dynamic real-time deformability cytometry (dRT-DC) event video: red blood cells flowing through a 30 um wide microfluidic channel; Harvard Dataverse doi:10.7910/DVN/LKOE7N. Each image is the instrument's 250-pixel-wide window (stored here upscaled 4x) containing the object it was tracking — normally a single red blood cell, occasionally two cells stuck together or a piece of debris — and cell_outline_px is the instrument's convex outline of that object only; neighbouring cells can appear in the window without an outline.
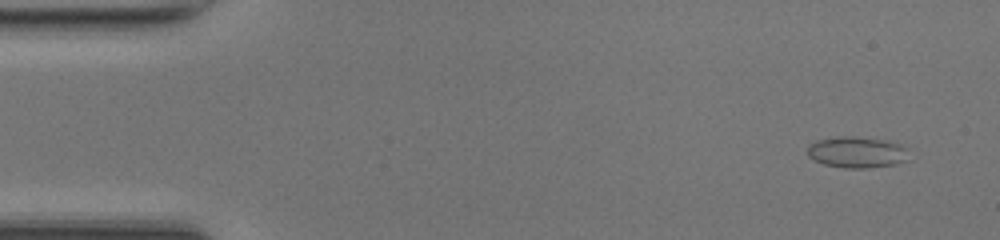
{"species": "common noctule bat (a hibernating species)", "species_latin": "Nyctalus noctula", "temperature_condition": "room temperature", "stored_images_in_passage": 49, "camera_frame_rate_fps": 3000, "um_per_image_px": 0.085, "animal": {"sex": "female", "body_mass_g": 17.0, "forearm_length_mm": 48.0}, "frame": {"image": 1, "passage_image": 3, "time_ms": 0.667, "image_size_px": [1000, 240], "cell_outline_px": [[908, 160], [896, 164], [868, 168], [844, 168], [824, 164], [808, 156], [808, 144], [816, 140], [840, 136], [856, 136], [888, 140], [900, 144], [904, 148]], "centroid_in_image_um": [72.82, 12.93], "position_along_channel_um": 12.2, "area_um2": 18.5}}
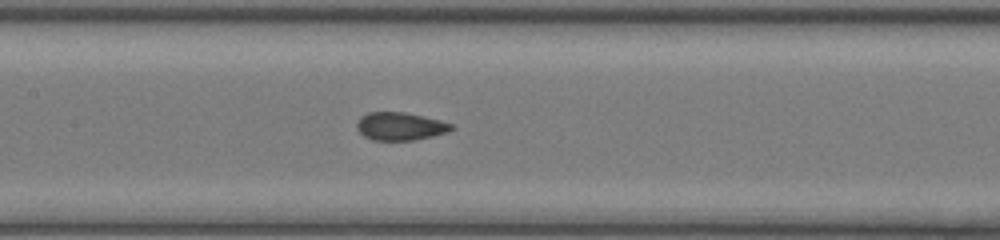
{"frame": {"image": 2, "passage_image": 23, "time_ms": 7.333, "image_size_px": [1000, 240], "cell_outline_px": [[456, 128], [448, 132], [416, 140], [372, 140], [364, 136], [356, 128], [356, 124], [360, 116], [368, 112], [404, 112], [440, 120], [452, 124]], "centroid_in_image_um": [34.01, 10.73], "position_along_channel_um": 173.4, "area_um2": 15.49}}
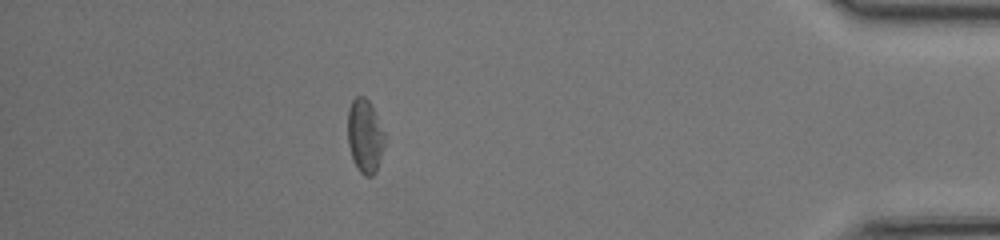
{"frame": {"image": 3, "passage_image": 43, "time_ms": 14.0, "image_size_px": [1000, 240], "cell_outline_px": [[384, 144], [380, 160], [376, 172], [372, 176], [364, 176], [356, 168], [348, 144], [348, 108], [352, 100], [356, 96], [364, 96], [372, 104], [384, 132]], "centroid_in_image_um": [31.01, 11.55], "position_along_channel_um": 404.2, "area_um2": 15.95}, "authors_computed_cell_mechanics": {"area_um2": 16.0106, "velocity_mm_per_s": 4.2413, "shape_relaxation_time_tau1_ms": 5.82, "shape_relaxation_time_tau2_ms": 0.9956, "deformation_change_tau1": 0.156, "deformation_change_tau2": 0.068}}